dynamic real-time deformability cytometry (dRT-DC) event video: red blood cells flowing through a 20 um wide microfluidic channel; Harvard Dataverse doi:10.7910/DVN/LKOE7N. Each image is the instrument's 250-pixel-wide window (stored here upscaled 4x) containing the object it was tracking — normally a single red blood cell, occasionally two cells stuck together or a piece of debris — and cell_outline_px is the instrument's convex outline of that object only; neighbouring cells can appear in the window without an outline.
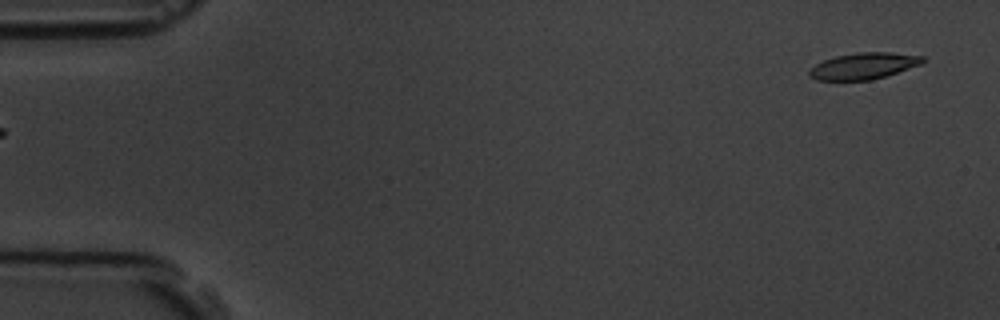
{"species": "common noctule bat (a hibernating species)", "species_latin": "Nyctalus noctula", "temperature_condition": "room temperature", "stored_images_in_passage": 3, "camera_frame_rate_fps": 3000, "um_per_image_px": 0.085, "animal": {"sex": "male", "body_mass_g": 19.5, "forearm_length_mm": 54.6}, "frame": {"image": 1, "passage_image": 3, "time_ms": 3.0, "image_size_px": [1000, 320], "cell_outline_px": [[924, 60], [920, 64], [872, 80], [816, 80], [808, 76], [808, 72], [816, 64], [824, 60], [836, 56], [856, 52], [892, 52], [924, 56]], "centroid_in_image_um": [73.38, 5.6], "position_along_channel_um": 11.6, "area_um2": 17.28}}